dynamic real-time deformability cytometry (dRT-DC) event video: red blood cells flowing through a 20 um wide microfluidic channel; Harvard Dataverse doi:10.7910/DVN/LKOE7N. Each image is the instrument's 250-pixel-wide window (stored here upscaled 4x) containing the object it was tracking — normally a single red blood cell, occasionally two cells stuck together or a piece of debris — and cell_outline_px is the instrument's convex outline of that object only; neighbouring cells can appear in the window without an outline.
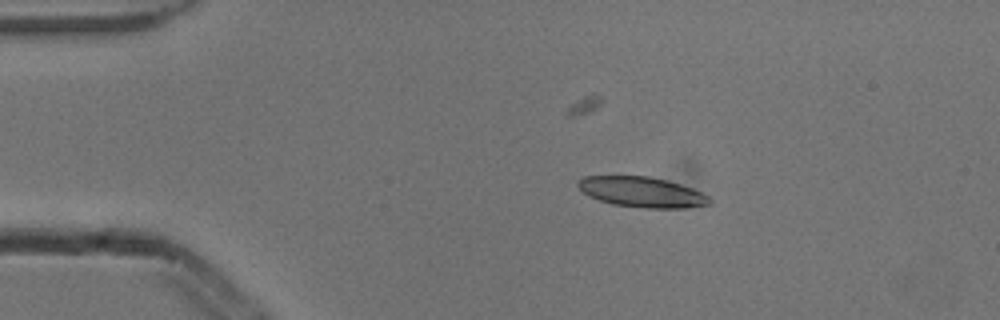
{"species": "common noctule bat (a hibernating species)", "species_latin": "Nyctalus noctula", "temperature_condition": "cold", "stored_images_in_passage": 7, "camera_frame_rate_fps": 3000, "um_per_image_px": 0.085, "animal": {"sex": "male", "body_mass_g": 13.3}, "frame": {"image": 1, "passage_image": 2, "time_ms": 0.333, "image_size_px": [1000, 320], "cell_outline_px": [[712, 204], [684, 208], [644, 208], [612, 204], [588, 196], [576, 184], [584, 176], [648, 176], [668, 180], [692, 188], [708, 196], [712, 200]], "centroid_in_image_um": [54.59, 16.33], "position_along_channel_um": 30.4, "area_um2": 23.24}}
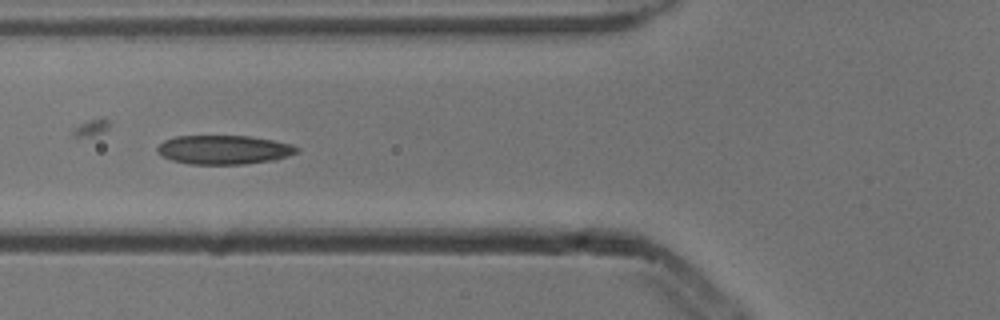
{"frame": {"image": 2, "passage_image": 5, "time_ms": 1.333, "image_size_px": [1000, 320], "cell_outline_px": [[300, 152], [276, 160], [244, 164], [188, 164], [172, 160], [160, 156], [156, 152], [156, 148], [164, 140], [176, 136], [248, 136], [272, 140], [292, 144], [300, 148]], "centroid_in_image_um": [19.04, 12.73], "position_along_channel_um": 106.8, "area_um2": 23.81}}
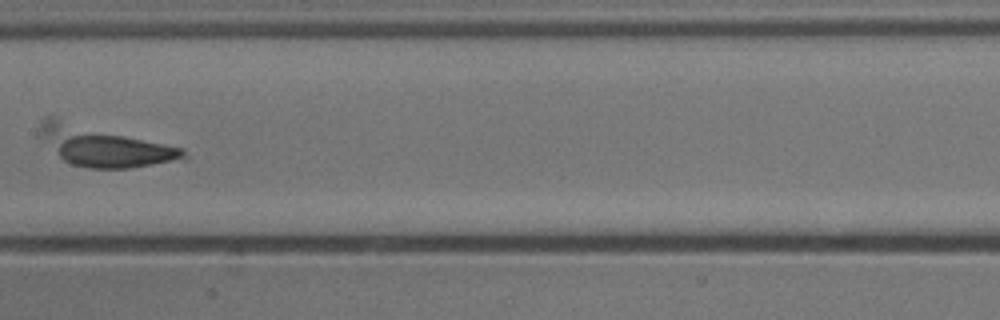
{"frame": {"image": 3, "passage_image": 7, "time_ms": 2.0, "image_size_px": [1000, 320], "cell_outline_px": [[188, 160], [128, 168], [88, 168], [72, 164], [64, 160], [40, 136], [40, 124], [48, 116], [56, 116], [184, 148]], "centroid_in_image_um": [8.9, 12.41], "position_along_channel_um": 198.5, "area_um2": 33.7}}